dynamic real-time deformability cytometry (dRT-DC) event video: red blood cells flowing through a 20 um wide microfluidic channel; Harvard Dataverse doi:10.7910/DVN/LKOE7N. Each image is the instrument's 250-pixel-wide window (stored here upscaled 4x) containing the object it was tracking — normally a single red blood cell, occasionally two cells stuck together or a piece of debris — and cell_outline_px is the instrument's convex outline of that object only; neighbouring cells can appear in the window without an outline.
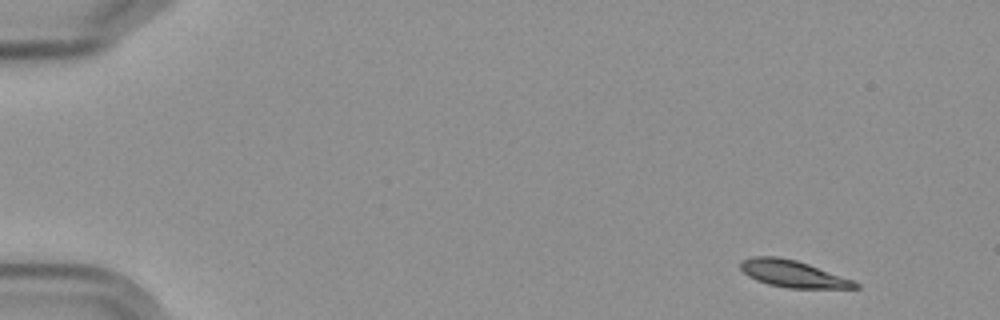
{"species": "Egyptian fruit bat (a non-hibernating species)", "species_latin": "Rousettus aegyptiacus", "temperature_condition": "cold", "stored_images_in_passage": 7, "camera_frame_rate_fps": 3000, "um_per_image_px": 0.085, "frame": {"image": 1, "passage_image": 1, "time_ms": 0.0, "image_size_px": [1000, 320], "cell_outline_px": [[860, 288], [788, 288], [768, 284], [756, 280], [748, 276], [740, 268], [740, 264], [744, 260], [752, 256], [776, 256], [796, 260], [808, 264], [852, 280], [860, 284]], "centroid_in_image_um": [67.38, 23.27], "position_along_channel_um": 17.6, "area_um2": 17.74}}
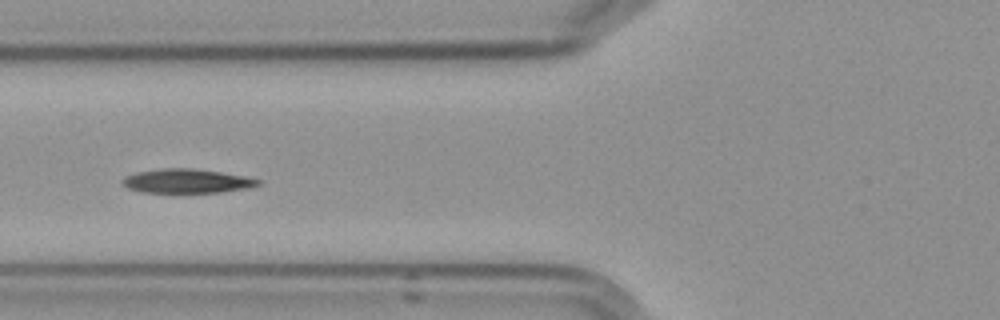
{"frame": {"image": 2, "passage_image": 6, "time_ms": 6.0, "image_size_px": [1000, 320], "cell_outline_px": [[260, 184], [248, 188], [220, 192], [140, 192], [128, 188], [120, 180], [124, 176], [136, 172], [164, 168], [192, 168], [220, 172], [244, 176], [260, 180]], "centroid_in_image_um": [15.84, 15.38], "position_along_channel_um": 110.0, "area_um2": 18.9}}
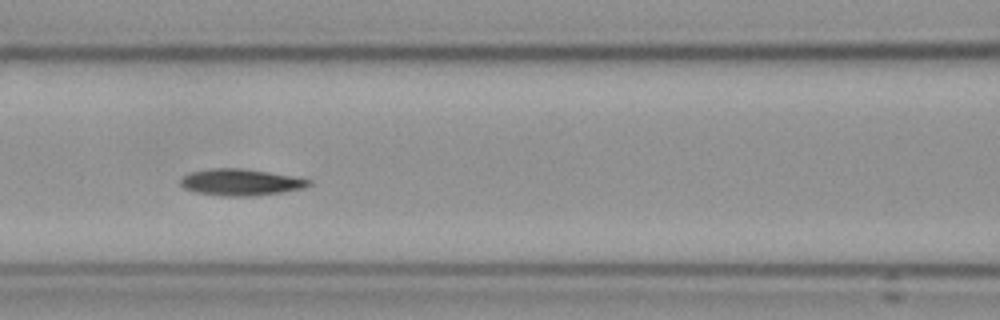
{"frame": {"image": 3, "passage_image": 7, "time_ms": 7.0, "image_size_px": [1000, 320], "cell_outline_px": [[312, 184], [304, 188], [256, 196], [220, 196], [196, 192], [184, 188], [180, 184], [180, 180], [188, 172], [208, 168], [244, 168], [292, 176], [312, 180]], "centroid_in_image_um": [20.44, 15.48], "position_along_channel_um": 146.2, "area_um2": 20.0}}